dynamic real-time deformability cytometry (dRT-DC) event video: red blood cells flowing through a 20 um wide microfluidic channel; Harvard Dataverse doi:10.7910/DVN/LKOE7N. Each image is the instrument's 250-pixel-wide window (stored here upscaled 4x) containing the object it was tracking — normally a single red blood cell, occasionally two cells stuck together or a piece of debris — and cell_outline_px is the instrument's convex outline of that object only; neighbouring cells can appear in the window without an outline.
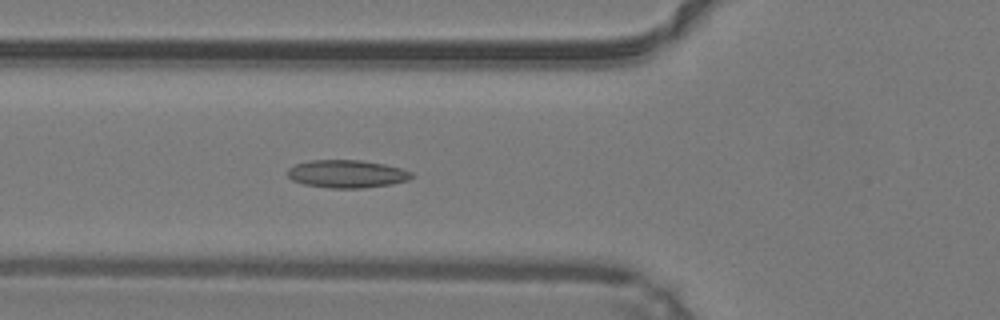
{"species": "common noctule bat (a hibernating species)", "species_latin": "Nyctalus noctula", "temperature_condition": "warm", "stored_images_in_passage": 41, "camera_frame_rate_fps": 3000, "um_per_image_px": 0.085, "animal": {"sex": "male", "body_mass_g": 19.2, "forearm_length_mm": 51.8}, "frame": {"image": 1, "passage_image": 10, "time_ms": 3.0, "image_size_px": [1000, 320], "cell_outline_px": [[412, 176], [408, 180], [392, 184], [360, 188], [332, 188], [304, 184], [292, 180], [288, 176], [288, 168], [296, 164], [308, 160], [360, 160], [384, 164], [400, 168], [412, 172]], "centroid_in_image_um": [29.47, 14.77], "position_along_channel_um": 96.3, "area_um2": 20.0}}
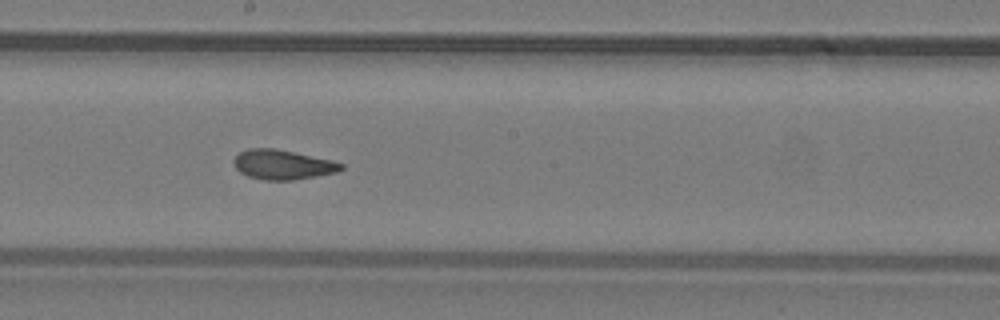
{"frame": {"image": 2, "passage_image": 19, "time_ms": 6.0, "image_size_px": [1000, 320], "cell_outline_px": [[344, 168], [336, 172], [316, 176], [292, 180], [264, 180], [248, 176], [240, 172], [236, 168], [232, 160], [240, 152], [248, 148], [276, 148], [328, 160], [344, 164]], "centroid_in_image_um": [23.98, 13.99], "position_along_channel_um": 224.2, "area_um2": 18.32}}
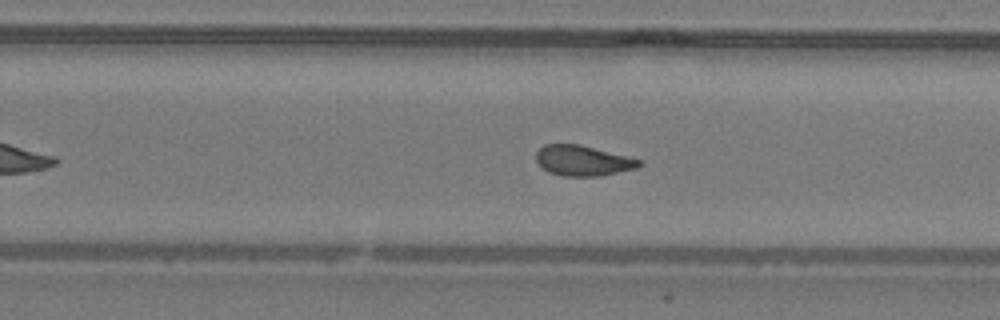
{"frame": {"image": 3, "passage_image": 23, "time_ms": 7.333, "image_size_px": [1000, 320], "cell_outline_px": [[640, 164], [636, 168], [600, 176], [564, 176], [548, 172], [536, 160], [536, 152], [544, 144], [580, 144], [640, 160]], "centroid_in_image_um": [49.49, 13.65], "position_along_channel_um": 280.3, "area_um2": 17.92}, "authors_computed_cell_mechanics": {"area_um2": 18.785, "velocity_mm_per_s": 4.2432, "shape_relaxation_time_tau1_ms": null, "shape_relaxation_time_tau2_ms": 1.5193, "deformation_change_tau1": null, "deformation_change_tau2": 0.0804}}